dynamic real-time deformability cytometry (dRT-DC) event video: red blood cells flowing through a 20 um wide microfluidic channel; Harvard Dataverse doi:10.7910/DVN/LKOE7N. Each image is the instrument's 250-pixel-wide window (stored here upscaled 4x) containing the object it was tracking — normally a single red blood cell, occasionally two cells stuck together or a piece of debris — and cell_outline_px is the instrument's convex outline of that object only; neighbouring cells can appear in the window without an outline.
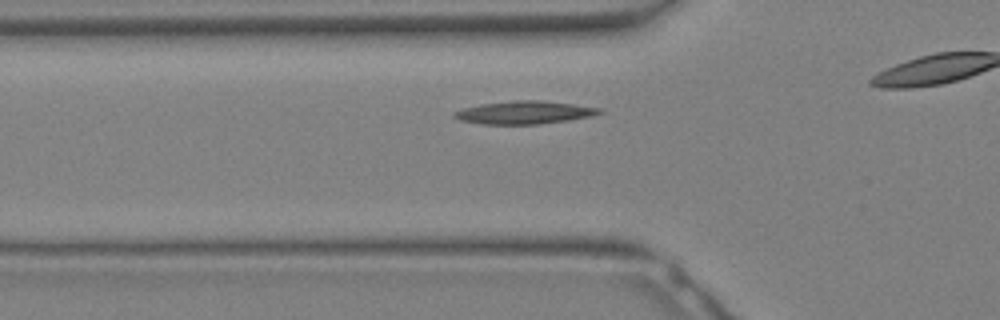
{"species": "Egyptian fruit bat (a non-hibernating species)", "species_latin": "Rousettus aegyptiacus", "temperature_condition": "warm", "stored_images_in_passage": 20, "camera_frame_rate_fps": 3000, "um_per_image_px": 0.085, "animal": {"sex": "female"}, "frame": {"image": 1, "passage_image": 2, "time_ms": 0.333, "image_size_px": [1000, 320], "cell_outline_px": [[604, 112], [592, 116], [568, 120], [540, 124], [484, 124], [460, 120], [452, 116], [452, 112], [464, 108], [480, 104], [516, 100], [544, 100], [604, 108]], "centroid_in_image_um": [44.62, 9.55], "position_along_channel_um": 81.2, "area_um2": 19.54}}
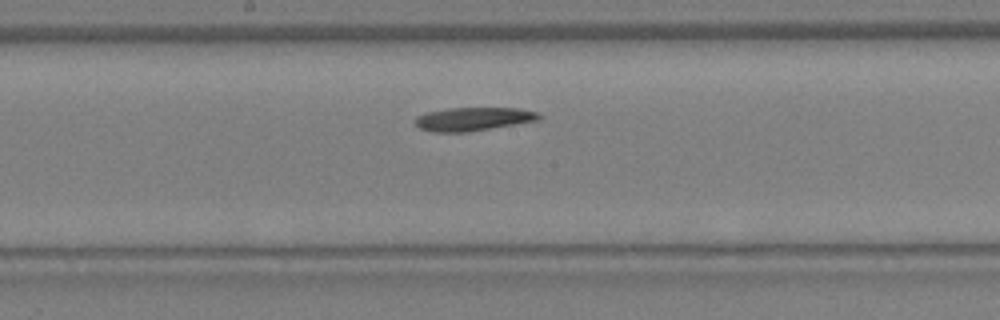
{"frame": {"image": 2, "passage_image": 8, "time_ms": 2.333, "image_size_px": [1000, 320], "cell_outline_px": [[544, 116], [540, 120], [468, 132], [432, 132], [420, 128], [412, 120], [416, 116], [428, 112], [448, 108], [520, 108], [540, 112]], "centroid_in_image_um": [40.27, 10.11], "position_along_channel_um": 207.9, "area_um2": 17.17}}
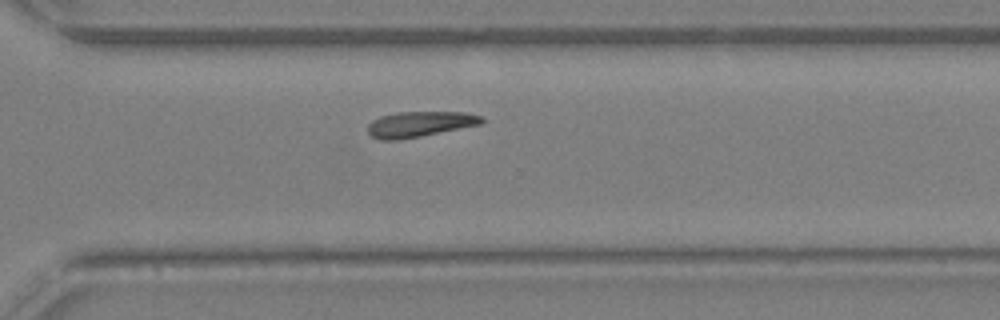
{"frame": {"image": 3, "passage_image": 14, "time_ms": 4.333, "image_size_px": [1000, 320], "cell_outline_px": [[484, 124], [400, 140], [380, 140], [372, 136], [368, 132], [368, 124], [372, 120], [380, 116], [396, 112], [464, 112], [484, 116]], "centroid_in_image_um": [35.71, 10.55], "position_along_channel_um": 334.9, "area_um2": 17.17}}